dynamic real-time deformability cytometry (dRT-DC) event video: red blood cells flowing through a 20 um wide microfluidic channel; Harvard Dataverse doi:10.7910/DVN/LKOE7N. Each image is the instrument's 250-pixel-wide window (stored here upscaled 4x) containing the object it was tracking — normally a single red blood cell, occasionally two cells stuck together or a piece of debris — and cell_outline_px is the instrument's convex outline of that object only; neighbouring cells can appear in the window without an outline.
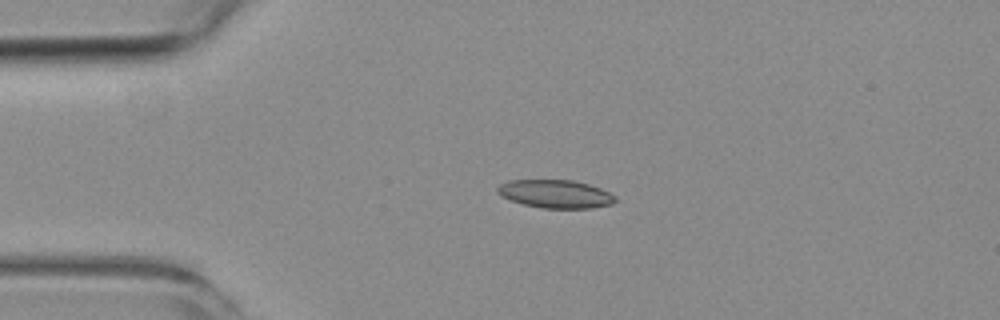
{"species": "common noctule bat (a hibernating species)", "species_latin": "Nyctalus noctula", "temperature_condition": "room temperature", "stored_images_in_passage": 5, "camera_frame_rate_fps": 3000, "um_per_image_px": 0.085, "animal": {"sex": "female", "body_mass_g": 19.3, "forearm_length_mm": 54.1}, "frame": {"image": 1, "passage_image": 4, "time_ms": 3.667, "image_size_px": [1000, 320], "cell_outline_px": [[616, 200], [612, 204], [592, 208], [540, 208], [524, 204], [512, 200], [496, 192], [496, 188], [500, 184], [508, 180], [572, 180], [588, 184], [600, 188], [616, 196]], "centroid_in_image_um": [47.22, 16.48], "position_along_channel_um": 37.8, "area_um2": 19.25}}